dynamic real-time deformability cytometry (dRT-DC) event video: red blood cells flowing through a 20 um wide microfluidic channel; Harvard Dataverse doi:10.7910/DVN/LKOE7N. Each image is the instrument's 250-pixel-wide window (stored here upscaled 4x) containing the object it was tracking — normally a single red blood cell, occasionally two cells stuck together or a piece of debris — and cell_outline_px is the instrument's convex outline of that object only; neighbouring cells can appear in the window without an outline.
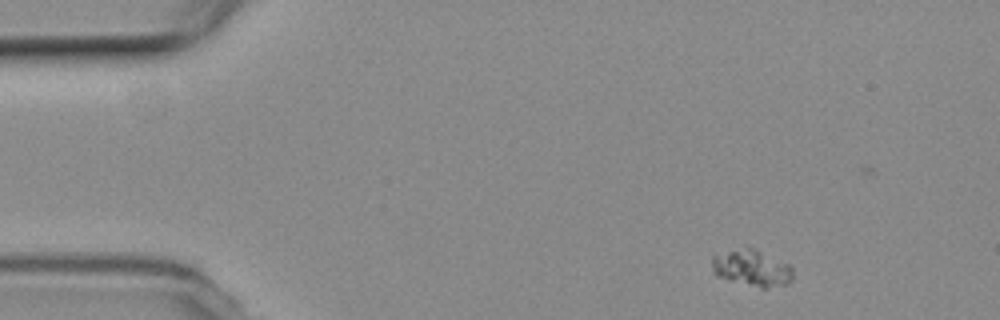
{"species": "common noctule bat (a hibernating species)", "species_latin": "Nyctalus noctula", "temperature_condition": "room temperature", "stored_images_in_passage": 3, "camera_frame_rate_fps": 3000, "um_per_image_px": 0.085, "animal": {"sex": "female", "body_mass_g": 19.3, "forearm_length_mm": 54.1}, "frame": {"image": 1, "passage_image": 1, "time_ms": 0.0, "image_size_px": [1000, 320], "cell_outline_px": [[792, 280], [788, 284], [764, 288], [760, 288], [728, 280], [716, 276], [712, 272], [712, 256], [744, 244], [756, 248], [788, 264], [792, 268]], "centroid_in_image_um": [63.87, 22.75], "position_along_channel_um": 21.1, "area_um2": 17.74}}
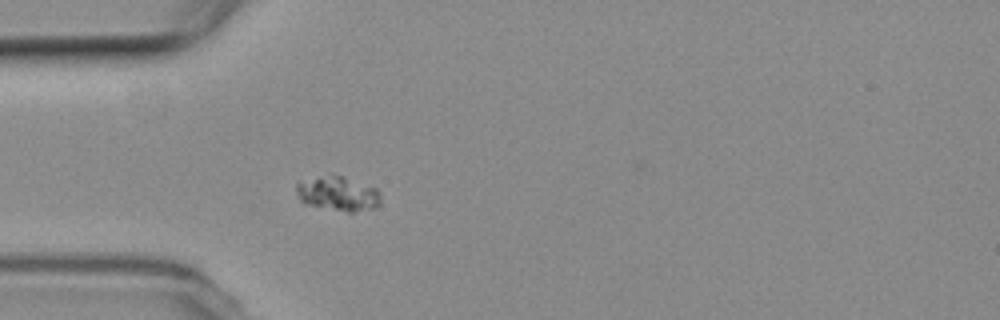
{"frame": {"image": 2, "passage_image": 3, "time_ms": 3.333, "image_size_px": [1000, 320], "cell_outline_px": [[380, 204], [376, 208], [352, 212], [348, 212], [304, 204], [300, 200], [296, 192], [296, 184], [332, 176], [344, 176], [376, 188], [380, 192]], "centroid_in_image_um": [28.8, 16.51], "position_along_channel_um": 56.2, "area_um2": 16.47}}